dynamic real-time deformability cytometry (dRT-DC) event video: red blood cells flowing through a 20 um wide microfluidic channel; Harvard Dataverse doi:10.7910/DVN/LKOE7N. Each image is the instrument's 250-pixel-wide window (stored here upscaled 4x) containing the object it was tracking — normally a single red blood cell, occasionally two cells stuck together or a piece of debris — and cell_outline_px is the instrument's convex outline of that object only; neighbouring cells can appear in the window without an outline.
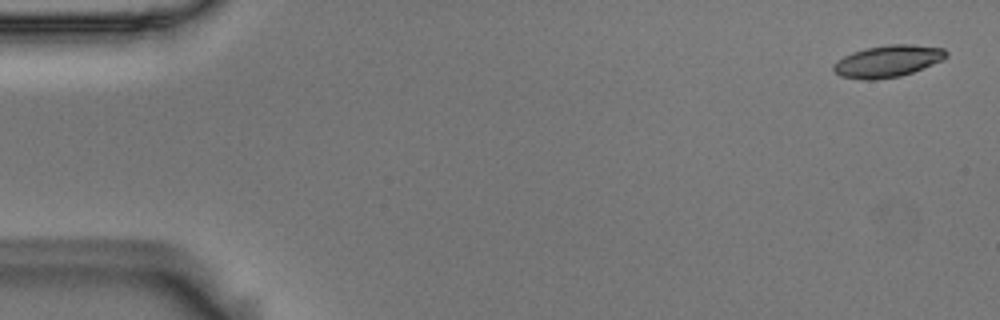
{"species": "Egyptian fruit bat (a non-hibernating species)", "species_latin": "Rousettus aegyptiacus", "temperature_condition": "room temperature", "stored_images_in_passage": 5, "camera_frame_rate_fps": 3000, "um_per_image_px": 0.085, "animal": {"sex": "male"}, "frame": {"image": 1, "passage_image": 1, "time_ms": 0.0, "image_size_px": [1000, 320], "cell_outline_px": [[948, 56], [944, 60], [912, 72], [900, 76], [876, 80], [864, 80], [840, 76], [832, 68], [832, 64], [844, 56], [852, 52], [868, 48], [888, 44], [912, 44], [944, 48], [948, 52]], "centroid_in_image_um": [75.48, 5.2], "position_along_channel_um": 9.5, "area_um2": 21.04}}
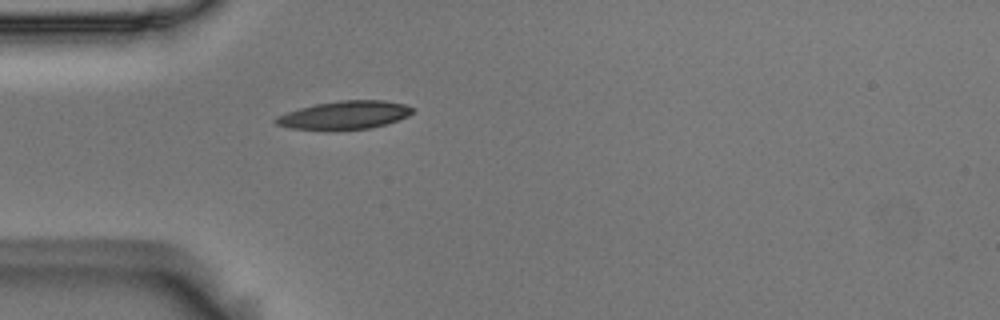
{"frame": {"image": 2, "passage_image": 5, "time_ms": 1.333, "image_size_px": [1000, 320], "cell_outline_px": [[412, 112], [408, 116], [384, 124], [368, 128], [332, 132], [328, 132], [292, 128], [276, 124], [272, 120], [276, 116], [300, 108], [316, 104], [340, 100], [384, 100], [404, 104], [412, 108]], "centroid_in_image_um": [29.22, 9.81], "position_along_channel_um": 55.8, "area_um2": 22.77}}